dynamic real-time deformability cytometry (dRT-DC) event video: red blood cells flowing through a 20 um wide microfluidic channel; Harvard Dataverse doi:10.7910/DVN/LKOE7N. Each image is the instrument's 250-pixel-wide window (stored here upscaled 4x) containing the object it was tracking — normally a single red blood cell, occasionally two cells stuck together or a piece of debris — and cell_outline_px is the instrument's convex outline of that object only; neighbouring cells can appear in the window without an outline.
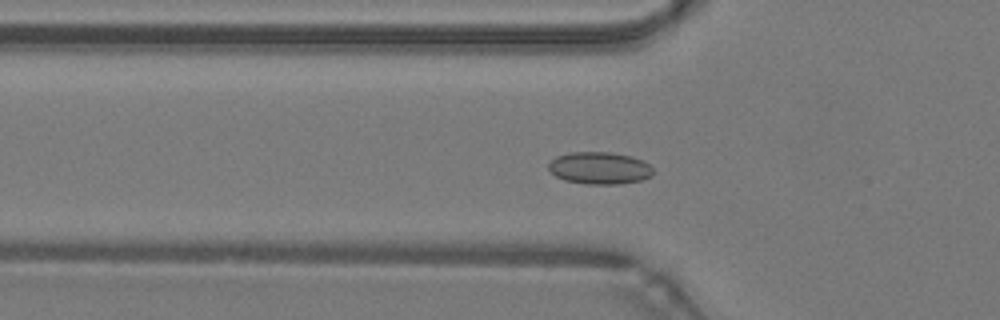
{"species": "common noctule bat (a hibernating species)", "species_latin": "Nyctalus noctula", "temperature_condition": "warm", "stored_images_in_passage": 48, "camera_frame_rate_fps": 3000, "um_per_image_px": 0.085, "animal": {"sex": "male", "body_mass_g": 19.2, "forearm_length_mm": 51.8}, "frame": {"image": 1, "passage_image": 15, "time_ms": 4.667, "image_size_px": [1000, 320], "cell_outline_px": [[652, 176], [640, 180], [620, 184], [584, 184], [564, 180], [556, 176], [548, 168], [548, 164], [556, 156], [568, 152], [612, 152], [632, 156], [644, 160], [652, 168]], "centroid_in_image_um": [50.96, 14.28], "position_along_channel_um": 74.8, "area_um2": 19.77}}
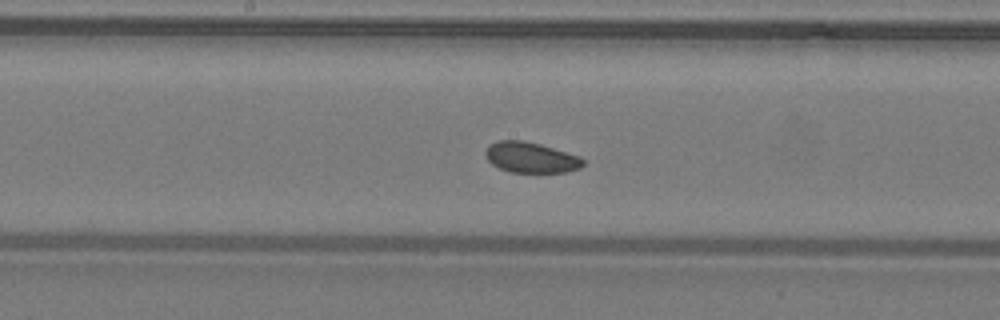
{"frame": {"image": 2, "passage_image": 24, "time_ms": 7.667, "image_size_px": [1000, 320], "cell_outline_px": [[584, 164], [580, 168], [568, 172], [508, 172], [492, 164], [484, 156], [484, 152], [488, 144], [500, 140], [520, 140], [540, 144], [580, 156], [584, 160]], "centroid_in_image_um": [45.1, 13.38], "position_along_channel_um": 203.1, "area_um2": 17.51}}
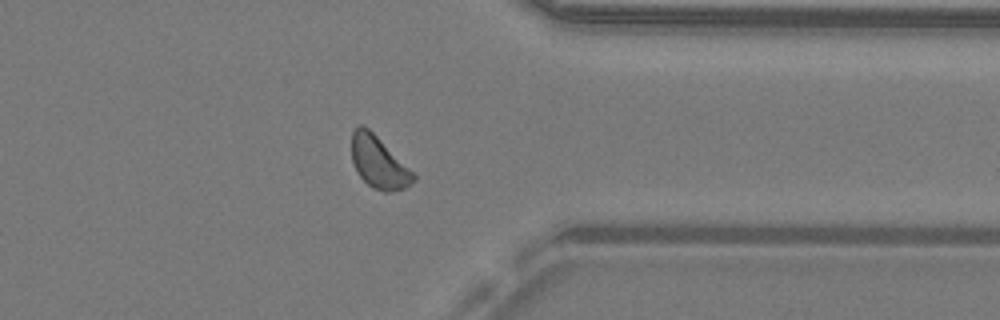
{"frame": {"image": 3, "passage_image": 37, "time_ms": 12.0, "image_size_px": [1000, 320], "cell_outline_px": [[416, 180], [404, 188], [388, 192], [384, 192], [372, 188], [360, 176], [352, 160], [352, 132], [360, 124], [368, 128], [416, 176]], "centroid_in_image_um": [32.17, 13.82], "position_along_channel_um": 379.2, "area_um2": 18.03}, "authors_computed_cell_mechanics": {"area_um2": 18.4093, "velocity_mm_per_s": 4.2498, "shape_relaxation_time_tau1_ms": null, "shape_relaxation_time_tau2_ms": 6.951, "deformation_change_tau1": null, "deformation_change_tau2": 0.1083}}